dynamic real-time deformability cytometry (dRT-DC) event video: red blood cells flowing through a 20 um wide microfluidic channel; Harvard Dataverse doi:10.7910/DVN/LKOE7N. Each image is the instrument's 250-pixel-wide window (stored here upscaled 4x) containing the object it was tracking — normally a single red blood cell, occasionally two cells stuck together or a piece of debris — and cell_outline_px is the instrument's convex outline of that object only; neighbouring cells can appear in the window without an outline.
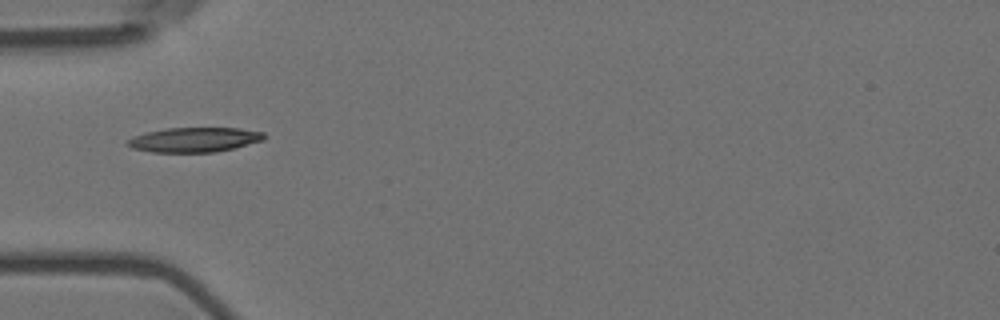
{"species": "Egyptian fruit bat (a non-hibernating species)", "species_latin": "Rousettus aegyptiacus", "temperature_condition": "room temperature", "stored_images_in_passage": 3, "camera_frame_rate_fps": 3000, "um_per_image_px": 0.085, "animal": {"sex": "female"}, "frame": {"image": 1, "passage_image": 1, "time_ms": 0.0, "image_size_px": [1000, 320], "cell_outline_px": [[264, 140], [216, 152], [152, 152], [132, 148], [124, 144], [128, 140], [136, 136], [148, 132], [168, 128], [240, 128], [264, 132]], "centroid_in_image_um": [16.52, 11.88], "position_along_channel_um": 68.5, "area_um2": 19.42}}
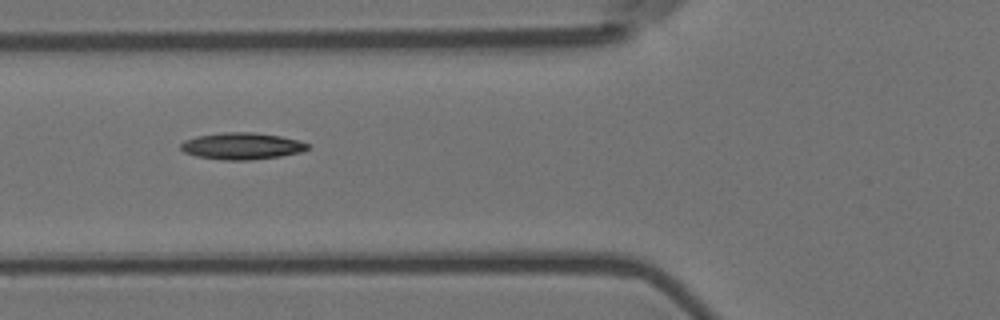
{"frame": {"image": 2, "passage_image": 2, "time_ms": 0.333, "image_size_px": [1000, 320], "cell_outline_px": [[308, 148], [300, 152], [280, 156], [248, 160], [224, 160], [196, 156], [184, 152], [180, 148], [180, 144], [184, 140], [196, 136], [224, 132], [252, 132], [280, 136], [300, 140], [308, 144]], "centroid_in_image_um": [20.53, 12.41], "position_along_channel_um": 105.3, "area_um2": 19.71}}
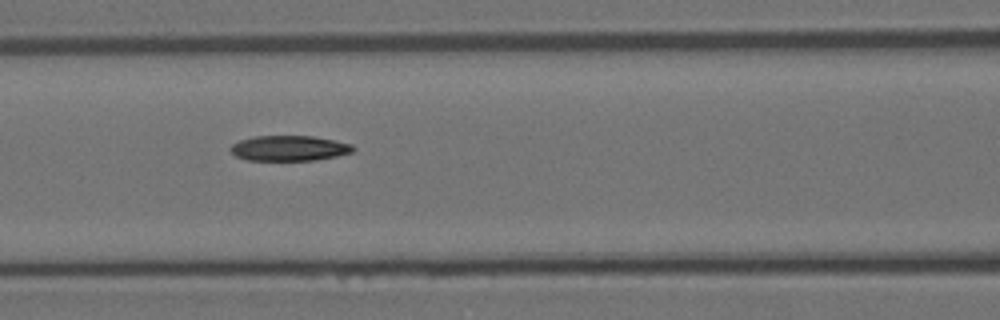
{"frame": {"image": 3, "passage_image": 3, "time_ms": 0.667, "image_size_px": [1000, 320], "cell_outline_px": [[356, 148], [352, 152], [336, 156], [316, 160], [248, 160], [236, 156], [228, 148], [232, 144], [240, 140], [256, 136], [312, 136], [352, 144]], "centroid_in_image_um": [24.57, 12.6], "position_along_channel_um": 142.0, "area_um2": 17.98}}